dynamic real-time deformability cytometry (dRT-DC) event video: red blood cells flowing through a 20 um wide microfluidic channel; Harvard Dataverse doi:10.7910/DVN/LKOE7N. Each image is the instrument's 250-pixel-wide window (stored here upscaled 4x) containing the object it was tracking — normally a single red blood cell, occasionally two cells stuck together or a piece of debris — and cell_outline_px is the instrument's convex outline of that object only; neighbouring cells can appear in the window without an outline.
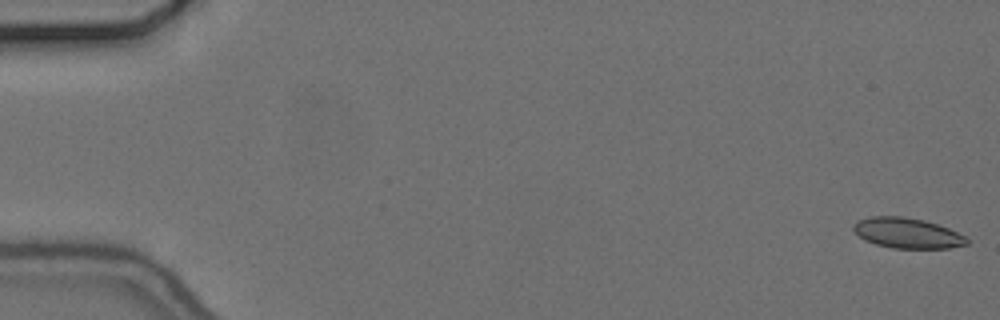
{"species": "common noctule bat (a hibernating species)", "species_latin": "Nyctalus noctula", "temperature_condition": "cold", "stored_images_in_passage": 18, "camera_frame_rate_fps": 3000, "um_per_image_px": 0.085, "animal": {"sex": "female", "body_mass_g": 24.6, "forearm_length_mm": 56.2}, "frame": {"image": 1, "passage_image": 1, "time_ms": 0.0, "image_size_px": [1000, 320], "cell_outline_px": [[968, 244], [948, 248], [892, 248], [876, 244], [864, 240], [852, 228], [860, 220], [872, 216], [904, 216], [924, 220], [948, 228], [964, 236], [968, 240]], "centroid_in_image_um": [77.12, 19.81], "position_along_channel_um": 7.9, "area_um2": 19.77}}